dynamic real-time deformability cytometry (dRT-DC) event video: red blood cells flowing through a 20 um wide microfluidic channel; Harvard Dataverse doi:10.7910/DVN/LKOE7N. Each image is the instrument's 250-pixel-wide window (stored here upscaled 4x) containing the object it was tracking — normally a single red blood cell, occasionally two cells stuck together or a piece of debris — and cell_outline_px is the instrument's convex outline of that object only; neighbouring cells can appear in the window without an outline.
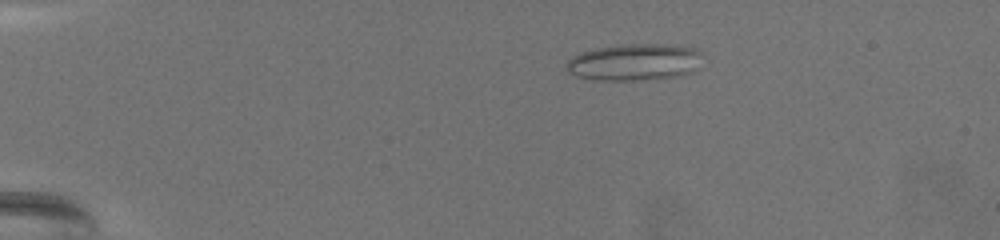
{"species": "common noctule bat (a hibernating species)", "species_latin": "Nyctalus noctula", "temperature_condition": "warm", "stored_images_in_passage": 44, "camera_frame_rate_fps": 3000, "um_per_image_px": 0.085, "animal": {"sex": "female", "body_mass_g": 19.5, "forearm_length_mm": 54.1}, "frame": {"image": 1, "passage_image": 1, "time_ms": 0.0, "image_size_px": [1000, 240], "cell_outline_px": [[704, 56], [696, 68], [692, 72], [680, 76], [636, 80], [596, 80], [576, 76], [568, 72], [564, 68], [568, 60], [572, 56], [580, 52], [596, 48], [624, 44], [664, 44], [700, 48]], "centroid_in_image_um": [53.95, 5.27], "position_along_channel_um": 31.0, "area_um2": 29.59}}
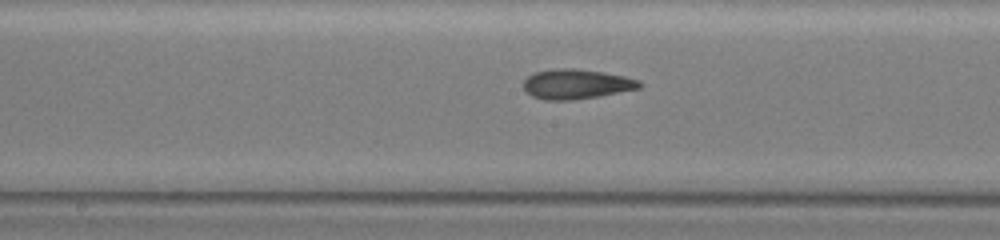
{"frame": {"image": 2, "passage_image": 26, "time_ms": 8.333, "image_size_px": [1000, 240], "cell_outline_px": [[644, 84], [640, 88], [596, 96], [572, 100], [544, 100], [532, 96], [524, 92], [524, 80], [528, 76], [536, 72], [560, 68], [576, 68], [604, 72], [624, 76], [640, 80]], "centroid_in_image_um": [48.99, 7.14], "position_along_channel_um": 199.2, "area_um2": 20.11}}
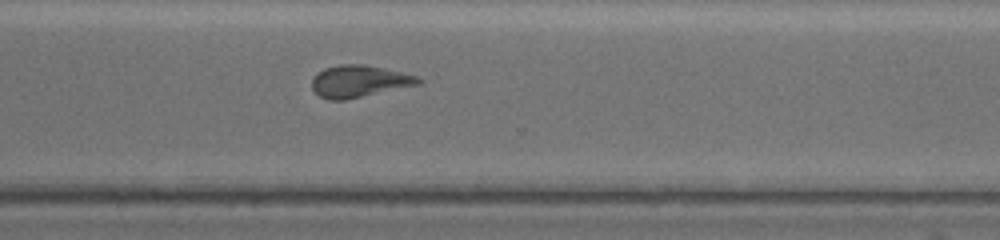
{"frame": {"image": 3, "passage_image": 40, "time_ms": 13.0, "image_size_px": [1000, 240], "cell_outline_px": [[424, 80], [420, 84], [344, 100], [328, 100], [320, 96], [312, 88], [312, 80], [316, 72], [324, 68], [340, 64], [364, 64], [404, 72], [416, 76]], "centroid_in_image_um": [30.53, 6.89], "position_along_channel_um": 340.1, "area_um2": 19.88}, "authors_computed_cell_mechanics": {"area_um2": 20.0566, "velocity_mm_per_s": 3.0224, "shape_relaxation_time_tau1_ms": null, "shape_relaxation_time_tau2_ms": 3.4949, "deformation_change_tau1": null, "deformation_change_tau2": 0.118}}